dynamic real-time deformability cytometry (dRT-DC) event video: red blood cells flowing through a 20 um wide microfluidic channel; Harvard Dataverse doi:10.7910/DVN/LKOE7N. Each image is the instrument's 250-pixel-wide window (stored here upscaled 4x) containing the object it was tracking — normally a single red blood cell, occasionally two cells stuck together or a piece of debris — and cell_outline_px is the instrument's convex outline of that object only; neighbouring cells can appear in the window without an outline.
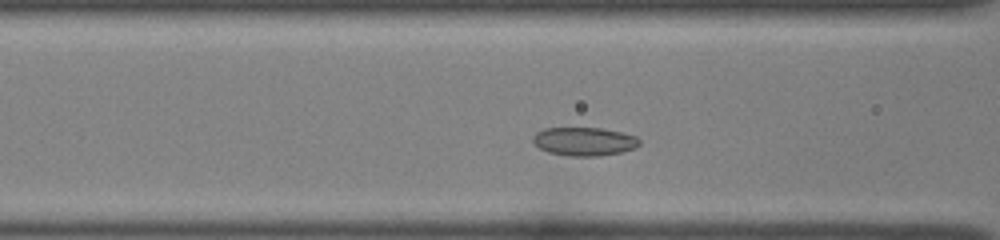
{"species": "common noctule bat (a hibernating species)", "species_latin": "Nyctalus noctula", "temperature_condition": "room temperature", "stored_images_in_passage": 38, "camera_frame_rate_fps": 3000, "um_per_image_px": 0.085, "animal": {"sex": "female", "body_mass_g": 22.0, "forearm_length_mm": 56.7}, "frame": {"image": 1, "passage_image": 9, "time_ms": 2.667, "image_size_px": [1000, 240], "cell_outline_px": [[640, 144], [636, 148], [620, 152], [600, 156], [568, 156], [548, 152], [540, 148], [532, 140], [532, 136], [536, 132], [544, 128], [600, 128], [620, 132], [636, 136], [640, 140]], "centroid_in_image_um": [49.66, 12.02], "position_along_channel_um": 116.9, "area_um2": 17.69}}
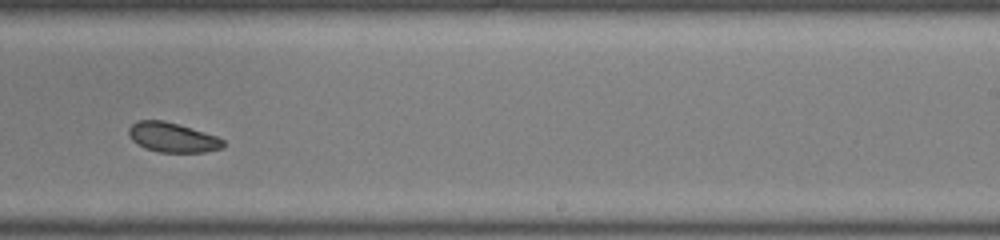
{"frame": {"image": 2, "passage_image": 21, "time_ms": 6.667, "image_size_px": [1000, 240], "cell_outline_px": [[224, 148], [204, 152], [160, 152], [144, 148], [136, 144], [128, 136], [128, 128], [136, 120], [164, 120], [216, 136], [224, 140]], "centroid_in_image_um": [14.62, 11.68], "position_along_channel_um": 274.4, "area_um2": 16.36}}
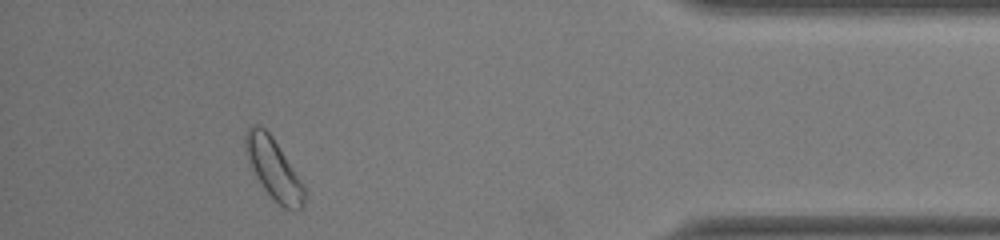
{"frame": {"image": 3, "passage_image": 34, "time_ms": 11.0, "image_size_px": [1000, 240], "cell_outline_px": [[304, 208], [284, 208], [264, 188], [256, 176], [248, 160], [244, 148], [244, 136], [248, 128], [252, 124], [260, 124], [272, 136], [304, 184]], "centroid_in_image_um": [23.23, 14.28], "position_along_channel_um": 412.0, "area_um2": 20.46}, "authors_computed_cell_mechanics": {"area_um2": 17.7735, "velocity_mm_per_s": 3.9392, "shape_relaxation_time_tau1_ms": null, "shape_relaxation_time_tau2_ms": 3.2406, "deformation_change_tau1": null, "deformation_change_tau2": 0.0567}}